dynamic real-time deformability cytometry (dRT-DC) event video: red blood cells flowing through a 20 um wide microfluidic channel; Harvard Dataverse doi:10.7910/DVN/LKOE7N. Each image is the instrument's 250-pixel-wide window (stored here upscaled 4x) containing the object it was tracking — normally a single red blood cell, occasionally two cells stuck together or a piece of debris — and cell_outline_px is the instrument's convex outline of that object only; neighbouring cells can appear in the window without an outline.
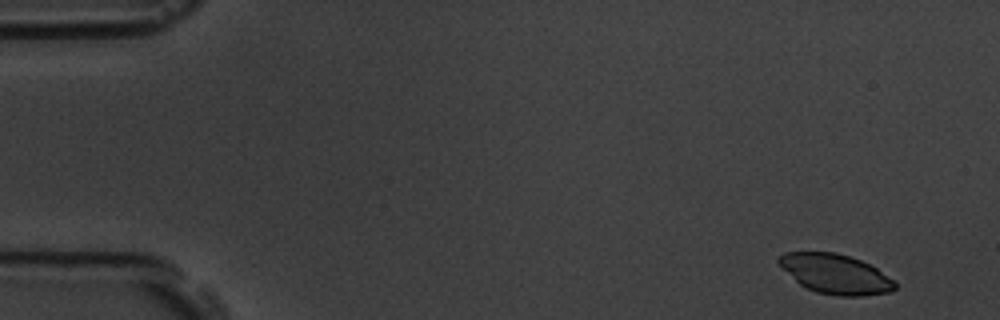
{"species": "common noctule bat (a hibernating species)", "species_latin": "Nyctalus noctula", "temperature_condition": "room temperature", "stored_images_in_passage": 5, "camera_frame_rate_fps": 3000, "um_per_image_px": 0.085, "animal": {"sex": "male", "body_mass_g": 19.5, "forearm_length_mm": 54.6}, "frame": {"image": 1, "passage_image": 1, "time_ms": 0.0, "image_size_px": [1000, 320], "cell_outline_px": [[896, 288], [888, 292], [860, 296], [836, 296], [816, 292], [800, 284], [776, 260], [784, 252], [836, 252], [860, 260], [876, 268], [892, 280], [896, 284]], "centroid_in_image_um": [71.01, 23.28], "position_along_channel_um": 14.0, "area_um2": 26.3}}